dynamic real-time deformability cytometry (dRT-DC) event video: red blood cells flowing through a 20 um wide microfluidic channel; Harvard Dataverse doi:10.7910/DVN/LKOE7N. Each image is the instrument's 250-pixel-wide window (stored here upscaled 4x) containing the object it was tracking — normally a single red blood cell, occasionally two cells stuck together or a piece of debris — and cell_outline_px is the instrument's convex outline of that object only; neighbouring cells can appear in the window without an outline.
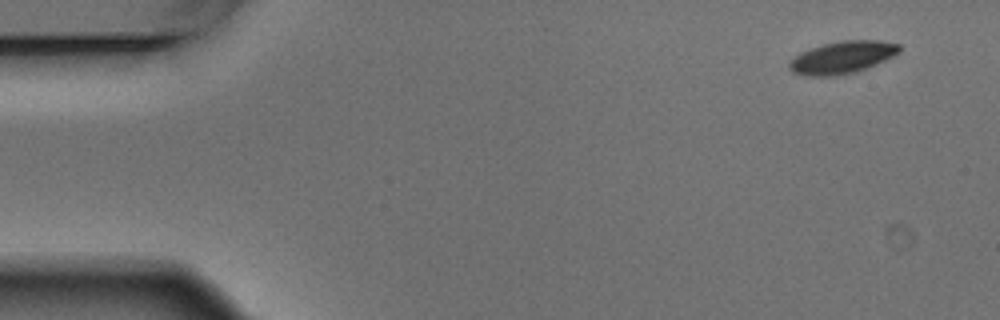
{"species": "Egyptian fruit bat (a non-hibernating species)", "species_latin": "Rousettus aegyptiacus", "temperature_condition": "warm", "stored_images_in_passage": 3, "camera_frame_rate_fps": 3000, "um_per_image_px": 0.085, "animal": {"sex": "male"}, "frame": {"image": 1, "passage_image": 1, "time_ms": 0.0, "image_size_px": [1000, 320], "cell_outline_px": [[900, 52], [876, 64], [856, 72], [836, 76], [804, 76], [792, 72], [788, 68], [788, 64], [800, 52], [824, 44], [844, 40], [880, 40], [900, 44]], "centroid_in_image_um": [71.59, 4.88], "position_along_channel_um": 13.4, "area_um2": 20.69}}
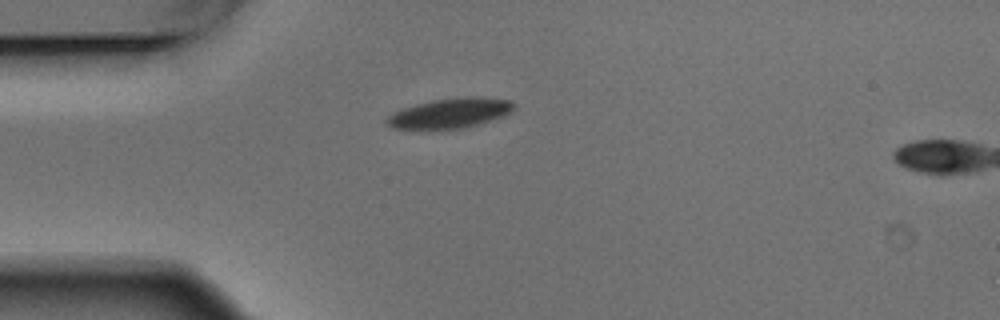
{"frame": {"image": 2, "passage_image": 3, "time_ms": 0.667, "image_size_px": [1000, 320], "cell_outline_px": [[516, 104], [504, 116], [464, 128], [392, 128], [384, 120], [388, 116], [404, 108], [416, 104], [432, 100], [468, 96], [480, 96], [512, 100]], "centroid_in_image_um": [38.3, 9.59], "position_along_channel_um": 46.7, "area_um2": 21.79}}